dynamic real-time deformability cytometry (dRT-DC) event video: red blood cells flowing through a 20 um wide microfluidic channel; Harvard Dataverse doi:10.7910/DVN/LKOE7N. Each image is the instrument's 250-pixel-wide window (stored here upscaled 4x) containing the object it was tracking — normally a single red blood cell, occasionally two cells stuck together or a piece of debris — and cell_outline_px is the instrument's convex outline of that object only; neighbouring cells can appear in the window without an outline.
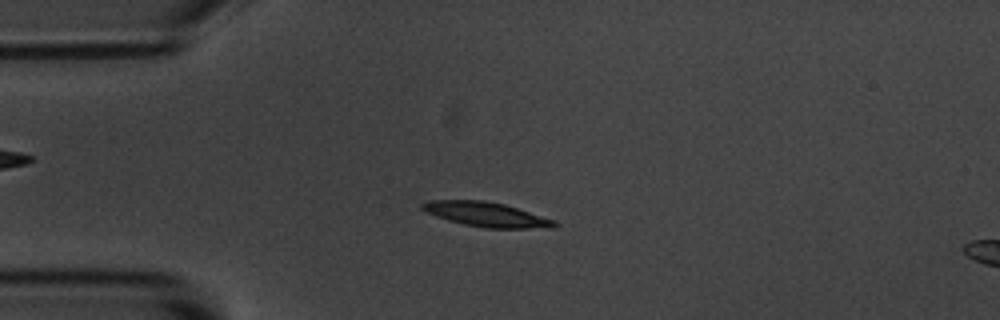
{"species": "common noctule bat (a hibernating species)", "species_latin": "Nyctalus noctula", "temperature_condition": "room temperature", "stored_images_in_passage": 5, "camera_frame_rate_fps": 3000, "um_per_image_px": 0.085, "animal": {"sex": "male", "body_mass_g": 20.1, "forearm_length_mm": 53.5}, "frame": {"image": 1, "passage_image": 3, "time_ms": 2.333, "image_size_px": [1000, 320], "cell_outline_px": [[560, 224], [556, 228], [484, 228], [464, 224], [448, 220], [424, 212], [420, 208], [420, 204], [428, 200], [484, 200], [504, 204], [556, 220]], "centroid_in_image_um": [41.35, 18.23], "position_along_channel_um": 43.7, "area_um2": 19.13}}